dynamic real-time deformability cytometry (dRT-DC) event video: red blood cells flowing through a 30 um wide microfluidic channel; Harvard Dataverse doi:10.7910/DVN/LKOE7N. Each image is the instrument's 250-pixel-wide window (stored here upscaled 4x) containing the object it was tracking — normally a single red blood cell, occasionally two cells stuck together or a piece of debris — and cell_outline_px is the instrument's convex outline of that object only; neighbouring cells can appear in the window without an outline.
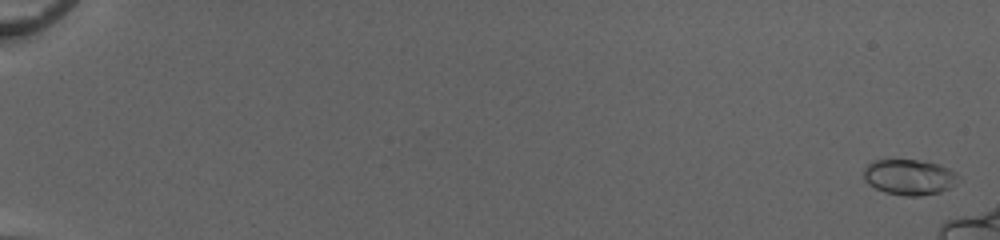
{"species": "common noctule bat (a hibernating species)", "species_latin": "Nyctalus noctula", "temperature_condition": "cold", "stored_images_in_passage": 49, "camera_frame_rate_fps": 3000, "um_per_image_px": 0.085, "animal": {"sex": "female", "body_mass_g": 20.0, "forearm_length_mm": 54.0}, "frame": {"image": 1, "passage_image": 2, "time_ms": 0.333, "image_size_px": [1000, 240], "cell_outline_px": [[960, 180], [948, 188], [940, 192], [920, 196], [904, 196], [884, 192], [868, 184], [864, 180], [864, 168], [872, 160], [916, 160], [940, 164], [956, 172]], "centroid_in_image_um": [77.28, 15.05], "position_along_channel_um": 7.7, "area_um2": 19.71}}
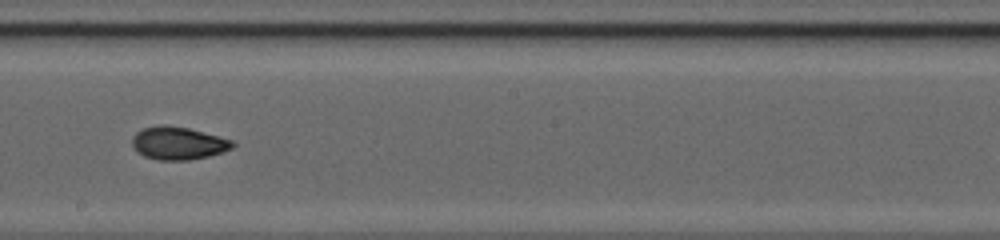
{"frame": {"image": 2, "passage_image": 34, "time_ms": 11.0, "image_size_px": [1000, 240], "cell_outline_px": [[236, 144], [232, 148], [208, 156], [188, 160], [160, 160], [144, 156], [136, 152], [132, 144], [132, 136], [136, 132], [144, 128], [160, 124], [164, 124], [188, 128], [236, 140]], "centroid_in_image_um": [15.15, 12.16], "position_along_channel_um": 233.0, "area_um2": 19.36}}
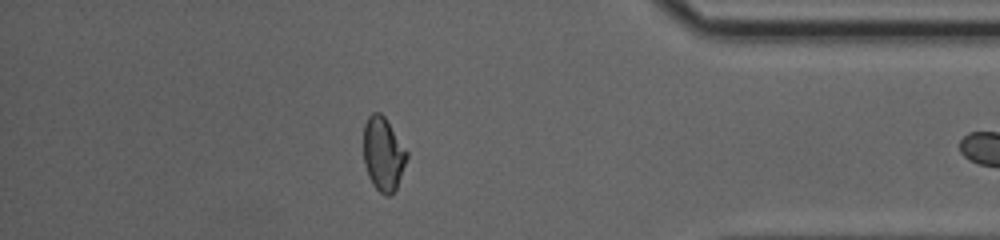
{"frame": {"image": 3, "passage_image": 48, "time_ms": 15.667, "image_size_px": [1000, 240], "cell_outline_px": [[408, 156], [396, 188], [388, 196], [384, 196], [372, 184], [368, 176], [364, 164], [364, 124], [368, 116], [372, 112], [380, 112], [384, 116], [408, 152]], "centroid_in_image_um": [32.56, 13.08], "position_along_channel_um": 402.6, "area_um2": 18.5}}